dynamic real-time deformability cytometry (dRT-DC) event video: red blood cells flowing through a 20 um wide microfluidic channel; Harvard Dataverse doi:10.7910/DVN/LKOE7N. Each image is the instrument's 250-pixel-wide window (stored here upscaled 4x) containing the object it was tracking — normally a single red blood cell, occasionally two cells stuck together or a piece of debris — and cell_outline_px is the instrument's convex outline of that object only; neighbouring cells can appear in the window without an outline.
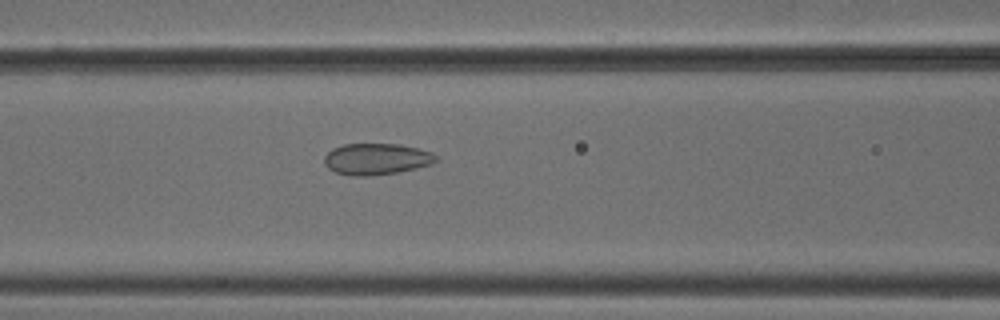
{"species": "common noctule bat (a hibernating species)", "species_latin": "Nyctalus noctula", "temperature_condition": "cold", "stored_images_in_passage": 6, "camera_frame_rate_fps": 3000, "um_per_image_px": 0.085, "animal": {"sex": "male", "body_mass_g": 18.8}, "frame": {"image": 1, "passage_image": 6, "time_ms": 1.667, "image_size_px": [1000, 320], "cell_outline_px": [[436, 160], [432, 164], [416, 168], [396, 172], [368, 176], [352, 176], [336, 172], [328, 168], [324, 164], [324, 156], [332, 148], [344, 144], [400, 144], [432, 152], [436, 156]], "centroid_in_image_um": [31.97, 13.51], "position_along_channel_um": 134.6, "area_um2": 20.35}}